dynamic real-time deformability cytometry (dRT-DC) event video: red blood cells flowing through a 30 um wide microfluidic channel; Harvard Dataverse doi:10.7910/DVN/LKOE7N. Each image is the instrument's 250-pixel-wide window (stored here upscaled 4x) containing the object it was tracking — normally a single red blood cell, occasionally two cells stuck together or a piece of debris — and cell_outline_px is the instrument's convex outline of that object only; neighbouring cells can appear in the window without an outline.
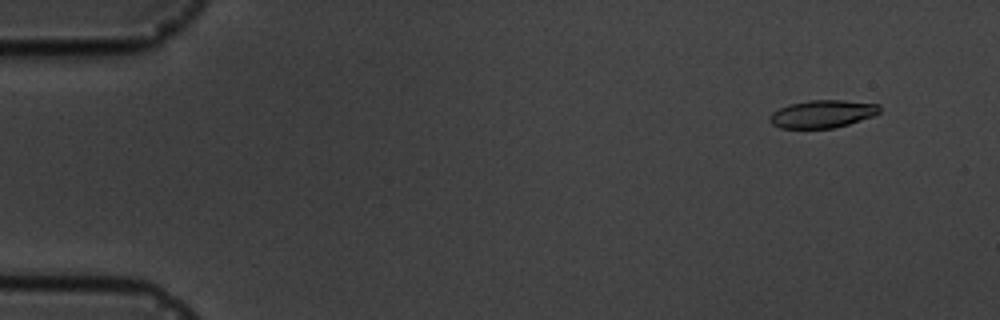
{"species": "common noctule bat (a hibernating species)", "species_latin": "Nyctalus noctula", "temperature_condition": "cold", "stored_images_in_passage": 6, "camera_frame_rate_fps": 3000, "um_per_image_px": 0.085, "animal": {"sex": "male", "body_mass_g": 19.5, "forearm_length_mm": 54.6}, "frame": {"image": 1, "passage_image": 2, "time_ms": 1.0, "image_size_px": [1000, 320], "cell_outline_px": [[880, 112], [872, 116], [848, 124], [832, 128], [780, 128], [772, 124], [768, 120], [768, 116], [772, 112], [788, 104], [808, 100], [844, 100], [880, 104]], "centroid_in_image_um": [69.87, 9.67], "position_along_channel_um": 15.1, "area_um2": 17.8}}
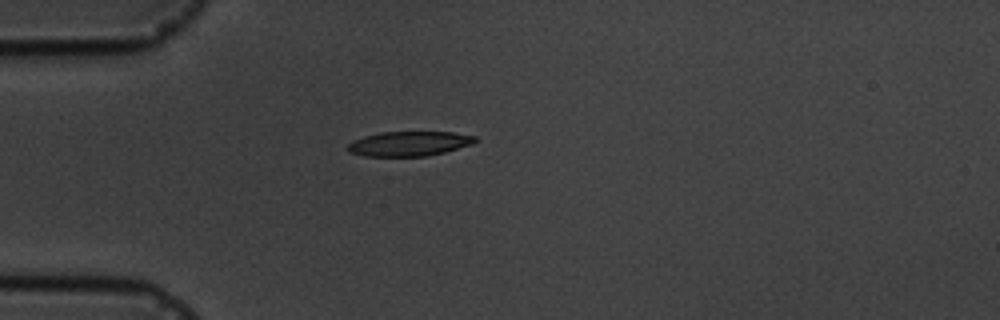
{"frame": {"image": 2, "passage_image": 5, "time_ms": 4.667, "image_size_px": [1000, 320], "cell_outline_px": [[476, 140], [472, 144], [444, 152], [424, 156], [364, 156], [348, 152], [344, 148], [352, 140], [364, 136], [380, 132], [452, 132], [476, 136]], "centroid_in_image_um": [34.71, 12.21], "position_along_channel_um": 50.3, "area_um2": 18.38}}